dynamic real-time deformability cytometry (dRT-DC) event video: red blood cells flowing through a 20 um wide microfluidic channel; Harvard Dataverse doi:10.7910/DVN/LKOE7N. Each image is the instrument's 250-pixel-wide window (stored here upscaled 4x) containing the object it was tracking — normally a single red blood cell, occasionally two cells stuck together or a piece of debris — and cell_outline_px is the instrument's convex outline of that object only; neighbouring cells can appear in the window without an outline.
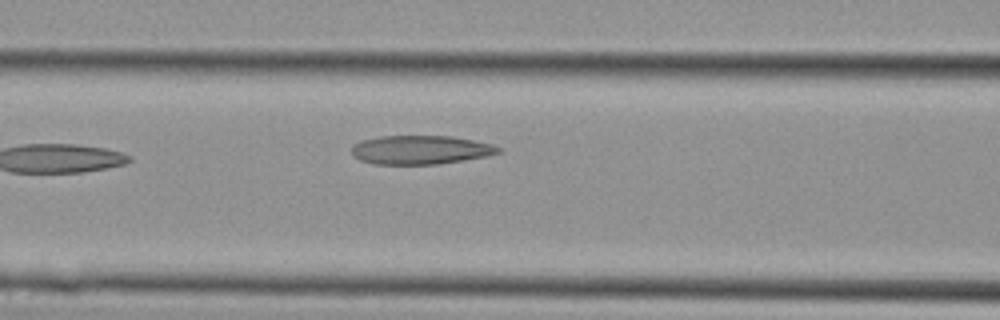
{"species": "Egyptian fruit bat (a non-hibernating species)", "species_latin": "Rousettus aegyptiacus", "temperature_condition": "cold", "stored_images_in_passage": 14, "camera_frame_rate_fps": 3000, "um_per_image_px": 0.085, "animal": {"sex": "female"}, "frame": {"image": 1, "passage_image": 14, "time_ms": 4.333, "image_size_px": [1000, 320], "cell_outline_px": [[500, 152], [488, 156], [464, 160], [436, 164], [376, 164], [360, 160], [352, 156], [352, 144], [360, 140], [380, 136], [452, 136], [492, 144], [500, 148]], "centroid_in_image_um": [35.71, 12.73], "position_along_channel_um": 130.9, "area_um2": 24.68}}